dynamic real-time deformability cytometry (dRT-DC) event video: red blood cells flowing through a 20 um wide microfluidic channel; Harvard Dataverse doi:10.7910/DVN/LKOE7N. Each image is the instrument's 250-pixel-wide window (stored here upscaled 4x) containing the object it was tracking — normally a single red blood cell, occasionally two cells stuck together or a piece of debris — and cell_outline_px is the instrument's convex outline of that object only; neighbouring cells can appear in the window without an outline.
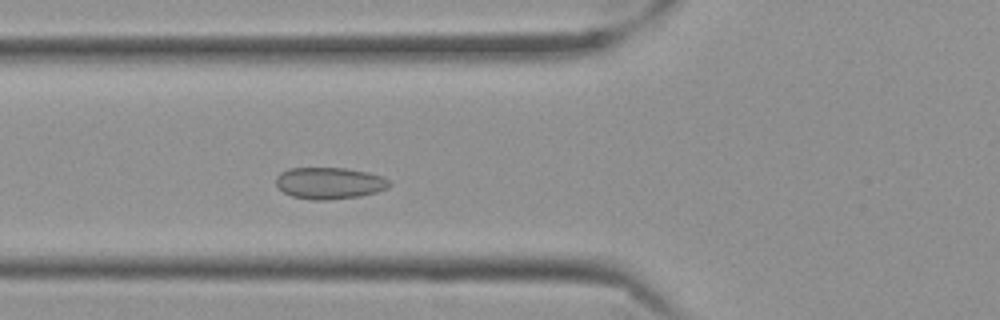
{"species": "Egyptian fruit bat (a non-hibernating species)", "species_latin": "Rousettus aegyptiacus", "temperature_condition": "cold", "stored_images_in_passage": 44, "camera_frame_rate_fps": 3000, "um_per_image_px": 0.085, "frame": {"image": 1, "passage_image": 7, "time_ms": 2.0, "image_size_px": [1000, 320], "cell_outline_px": [[388, 188], [376, 192], [360, 196], [328, 200], [312, 200], [292, 196], [284, 192], [276, 184], [276, 176], [280, 172], [288, 168], [344, 168], [368, 172], [380, 176], [388, 180]], "centroid_in_image_um": [27.96, 15.56], "position_along_channel_um": 97.8, "area_um2": 20.81}}
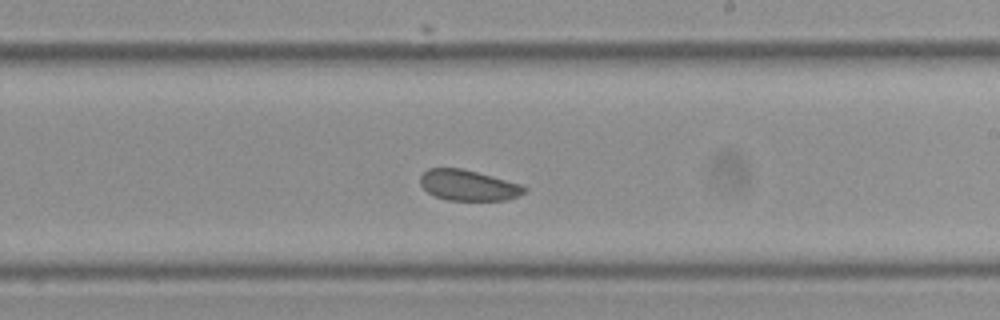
{"frame": {"image": 2, "passage_image": 20, "time_ms": 6.333, "image_size_px": [1000, 320], "cell_outline_px": [[528, 188], [520, 196], [508, 200], [448, 200], [436, 196], [428, 192], [420, 184], [420, 176], [428, 168], [460, 168], [476, 172], [520, 184]], "centroid_in_image_um": [39.81, 15.76], "position_along_channel_um": 249.2, "area_um2": 18.44}}
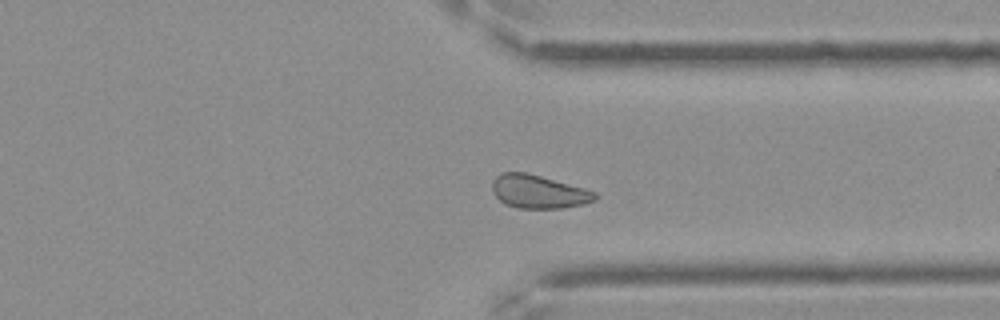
{"frame": {"image": 3, "passage_image": 30, "time_ms": 9.667, "image_size_px": [1000, 320], "cell_outline_px": [[596, 200], [584, 204], [560, 208], [516, 208], [504, 204], [492, 192], [492, 180], [500, 172], [524, 172], [540, 176], [584, 188], [596, 192]], "centroid_in_image_um": [45.74, 16.29], "position_along_channel_um": 365.7, "area_um2": 19.94}, "authors_computed_cell_mechanics": {"area_um2": 19.941, "velocity_mm_per_s": 3.4824, "shape_relaxation_time_tau1_ms": null, "shape_relaxation_time_tau2_ms": 1.4894, "deformation_change_tau1": null, "deformation_change_tau2": 0.0532}}